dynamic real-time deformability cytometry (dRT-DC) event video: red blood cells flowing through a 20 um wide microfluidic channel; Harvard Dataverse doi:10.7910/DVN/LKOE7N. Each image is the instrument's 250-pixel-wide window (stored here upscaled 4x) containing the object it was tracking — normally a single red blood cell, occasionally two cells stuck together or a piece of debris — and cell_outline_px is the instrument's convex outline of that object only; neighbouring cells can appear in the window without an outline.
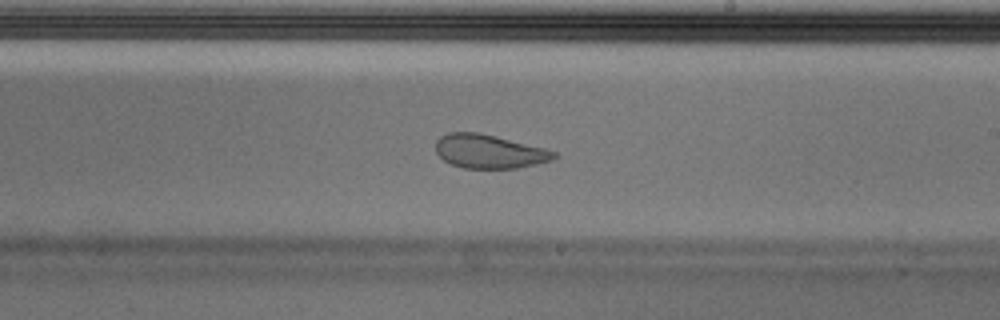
{"species": "Egyptian fruit bat (a non-hibernating species)", "species_latin": "Rousettus aegyptiacus", "temperature_condition": "cold", "stored_images_in_passage": 55, "camera_frame_rate_fps": 3000, "um_per_image_px": 0.085, "animal": {"sex": "male"}, "frame": {"image": 1, "passage_image": 32, "time_ms": 10.333, "image_size_px": [1000, 320], "cell_outline_px": [[560, 156], [552, 160], [536, 164], [516, 168], [464, 168], [452, 164], [444, 160], [436, 152], [436, 140], [440, 136], [448, 132], [480, 132], [544, 148], [556, 152]], "centroid_in_image_um": [41.59, 12.86], "position_along_channel_um": 247.4, "area_um2": 23.29}, "authors_computed_cell_mechanics": {"area_um2": 25.8944, "velocity_mm_per_s": 3.6539, "shape_relaxation_time_tau1_ms": null, "shape_relaxation_time_tau2_ms": 1.0478, "deformation_change_tau1": null, "deformation_change_tau2": 0.0531}}